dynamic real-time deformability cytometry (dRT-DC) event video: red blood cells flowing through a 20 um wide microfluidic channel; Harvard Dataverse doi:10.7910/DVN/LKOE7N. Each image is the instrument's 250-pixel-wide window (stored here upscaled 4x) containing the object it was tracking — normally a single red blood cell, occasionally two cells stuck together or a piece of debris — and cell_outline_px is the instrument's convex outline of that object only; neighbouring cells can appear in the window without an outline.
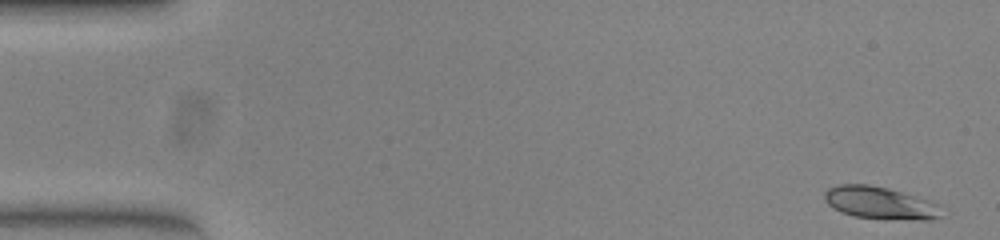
{"species": "common noctule bat (a hibernating species)", "species_latin": "Nyctalus noctula", "temperature_condition": "warm", "stored_images_in_passage": 52, "camera_frame_rate_fps": 3000, "um_per_image_px": 0.085, "animal": {"sex": "female", "body_mass_g": 23.0, "forearm_length_mm": 53.4}, "frame": {"image": 1, "passage_image": 1, "time_ms": 0.0, "image_size_px": [1000, 240], "cell_outline_px": [[940, 216], [928, 220], [920, 220], [856, 216], [840, 212], [828, 204], [824, 200], [824, 192], [828, 188], [840, 184], [868, 184], [888, 188], [936, 204]], "centroid_in_image_um": [74.68, 17.23], "position_along_channel_um": 10.3, "area_um2": 21.27}}
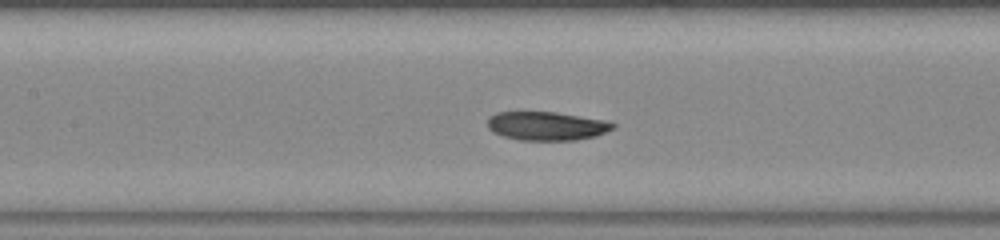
{"frame": {"image": 2, "passage_image": 23, "time_ms": 7.333, "image_size_px": [1000, 240], "cell_outline_px": [[616, 124], [612, 128], [596, 136], [576, 140], [520, 140], [504, 136], [488, 128], [488, 116], [496, 112], [556, 112], [600, 120]], "centroid_in_image_um": [46.41, 10.71], "position_along_channel_um": 161.0, "area_um2": 20.58}}
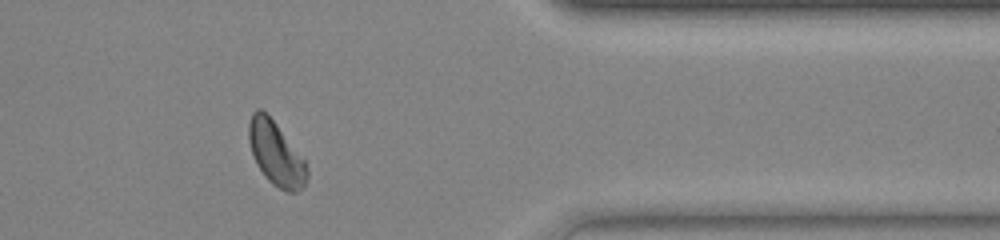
{"frame": {"image": 3, "passage_image": 42, "time_ms": 13.667, "image_size_px": [1000, 240], "cell_outline_px": [[308, 176], [304, 184], [296, 192], [288, 192], [272, 184], [264, 176], [256, 164], [248, 140], [248, 124], [252, 112], [256, 108], [260, 108], [276, 124], [304, 160], [308, 168]], "centroid_in_image_um": [23.42, 13.06], "position_along_channel_um": 388.0, "area_um2": 21.33}, "authors_computed_cell_mechanics": {"area_um2": 21.3282, "velocity_mm_per_s": 3.9006, "shape_relaxation_time_tau1_ms": 4.3281, "shape_relaxation_time_tau2_ms": 4.4932, "deformation_change_tau1": 0.1453, "deformation_change_tau2": 0.0751}}